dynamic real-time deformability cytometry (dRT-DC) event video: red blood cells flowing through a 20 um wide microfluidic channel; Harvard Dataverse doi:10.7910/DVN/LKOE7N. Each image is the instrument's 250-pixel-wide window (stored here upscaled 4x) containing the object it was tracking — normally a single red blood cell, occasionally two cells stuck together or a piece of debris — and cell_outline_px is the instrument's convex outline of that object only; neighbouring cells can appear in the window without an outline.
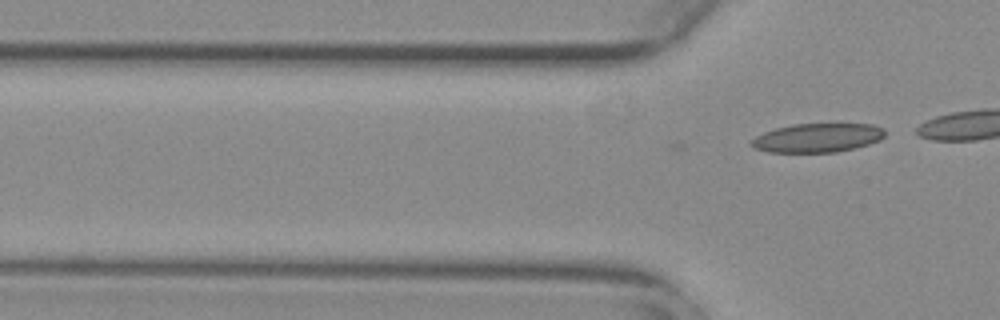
{"species": "common noctule bat (a hibernating species)", "species_latin": "Nyctalus noctula", "temperature_condition": "warm", "stored_images_in_passage": 14, "camera_frame_rate_fps": 3000, "um_per_image_px": 0.085, "animal": {"sex": "female", "body_mass_g": 29.2, "forearm_length_mm": 56.3}, "frame": {"image": 1, "passage_image": 14, "time_ms": 4.333, "image_size_px": [1000, 320], "cell_outline_px": [[884, 136], [880, 140], [856, 148], [836, 152], [768, 152], [756, 148], [748, 144], [756, 136], [764, 132], [776, 128], [792, 124], [836, 120], [872, 124], [884, 128]], "centroid_in_image_um": [69.55, 11.65], "position_along_channel_um": 56.2, "area_um2": 23.64}}